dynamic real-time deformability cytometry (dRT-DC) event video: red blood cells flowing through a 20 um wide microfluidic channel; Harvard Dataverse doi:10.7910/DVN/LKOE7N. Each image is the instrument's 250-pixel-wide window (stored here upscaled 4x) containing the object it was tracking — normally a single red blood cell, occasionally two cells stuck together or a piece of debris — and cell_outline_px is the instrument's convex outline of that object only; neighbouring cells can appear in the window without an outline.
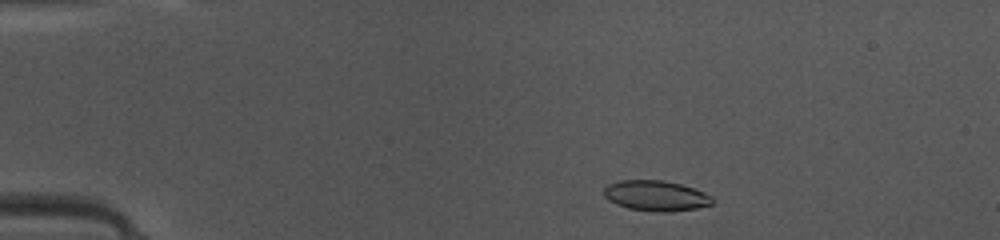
{"species": "common noctule bat (a hibernating species)", "species_latin": "Nyctalus noctula", "temperature_condition": "warm", "stored_images_in_passage": 42, "camera_frame_rate_fps": 3000, "um_per_image_px": 0.085, "animal": {"sex": "female", "body_mass_g": 10.0, "forearm_length_mm": 53.1}, "frame": {"image": 1, "passage_image": 3, "time_ms": 0.667, "image_size_px": [1000, 240], "cell_outline_px": [[712, 204], [696, 208], [668, 212], [656, 212], [628, 208], [616, 204], [608, 200], [604, 196], [604, 188], [608, 184], [620, 180], [664, 180], [680, 184], [704, 192], [712, 196]], "centroid_in_image_um": [55.73, 16.63], "position_along_channel_um": 29.3, "area_um2": 19.19}}
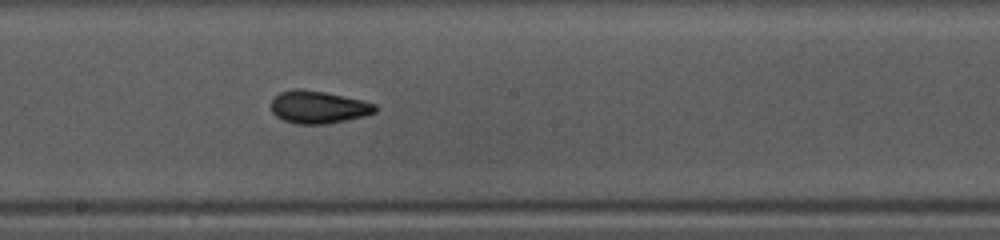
{"frame": {"image": 2, "passage_image": 21, "time_ms": 6.667, "image_size_px": [1000, 240], "cell_outline_px": [[376, 112], [364, 116], [328, 124], [296, 124], [284, 120], [276, 116], [272, 112], [272, 96], [280, 92], [296, 88], [300, 88], [324, 92], [360, 100], [376, 104]], "centroid_in_image_um": [27.02, 9.1], "position_along_channel_um": 221.2, "area_um2": 19.71}}
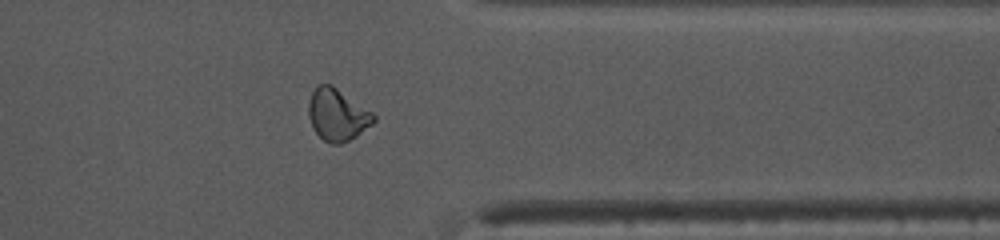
{"frame": {"image": 3, "passage_image": 33, "time_ms": 10.667, "image_size_px": [1000, 240], "cell_outline_px": [[376, 120], [372, 124], [356, 136], [340, 144], [332, 144], [324, 140], [312, 128], [308, 116], [308, 104], [312, 92], [320, 84], [332, 84], [372, 112], [376, 116]], "centroid_in_image_um": [28.66, 9.75], "position_along_channel_um": 382.7, "area_um2": 19.59}, "authors_computed_cell_mechanics": {"area_um2": 19.4786, "velocity_mm_per_s": 4.1693, "shape_relaxation_time_tau1_ms": 5.9234, "shape_relaxation_time_tau2_ms": 2.4387, "deformation_change_tau1": 0.1678, "deformation_change_tau2": 0.0435}}